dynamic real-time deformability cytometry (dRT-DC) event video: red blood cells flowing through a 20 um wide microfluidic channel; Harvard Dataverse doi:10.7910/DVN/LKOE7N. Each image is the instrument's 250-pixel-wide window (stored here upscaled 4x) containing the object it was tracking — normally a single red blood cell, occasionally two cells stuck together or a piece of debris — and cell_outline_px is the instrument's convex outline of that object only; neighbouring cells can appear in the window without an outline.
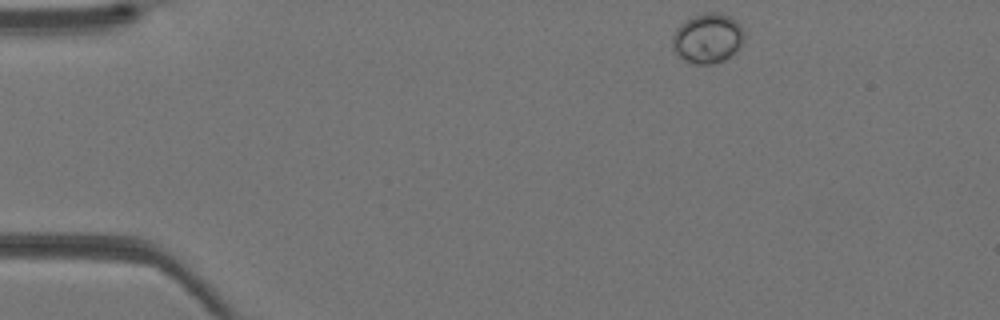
{"species": "Egyptian fruit bat (a non-hibernating species)", "species_latin": "Rousettus aegyptiacus", "temperature_condition": "warm", "stored_images_in_passage": 36, "camera_frame_rate_fps": 3000, "um_per_image_px": 0.085, "animal": {"sex": "female"}, "frame": {"image": 1, "passage_image": 1, "time_ms": 0.0, "image_size_px": [1000, 320], "cell_outline_px": [[744, 40], [736, 52], [724, 60], [712, 64], [696, 64], [684, 60], [672, 48], [672, 36], [676, 28], [680, 24], [704, 12], [720, 12], [736, 20], [740, 24], [744, 32]], "centroid_in_image_um": [60.17, 3.26], "position_along_channel_um": 24.8, "area_um2": 20.87}}
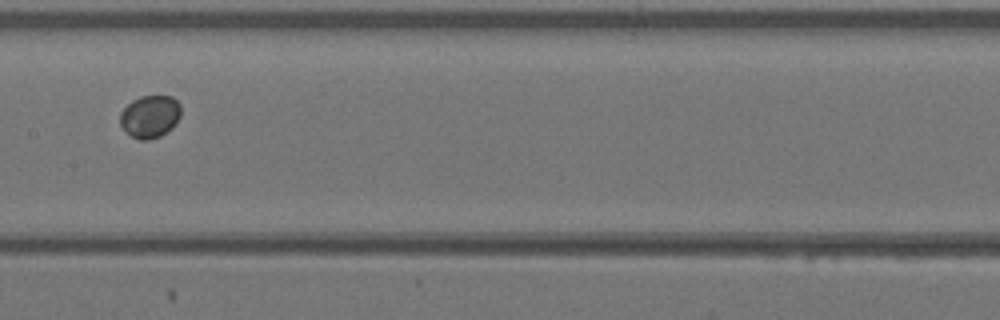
{"frame": {"image": 2, "passage_image": 16, "time_ms": 5.0, "image_size_px": [1000, 320], "cell_outline_px": [[180, 116], [176, 124], [172, 128], [160, 136], [148, 140], [140, 140], [124, 132], [120, 124], [120, 112], [132, 100], [140, 96], [172, 96], [180, 104]], "centroid_in_image_um": [12.74, 9.91], "position_along_channel_um": 194.7, "area_um2": 15.2}}
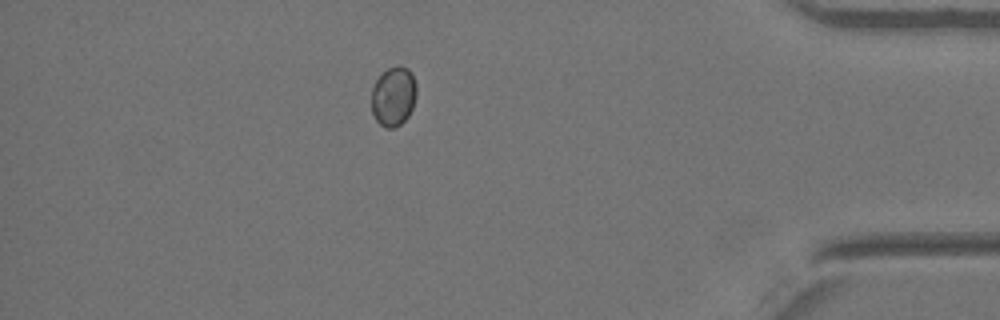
{"frame": {"image": 3, "passage_image": 31, "time_ms": 10.0, "image_size_px": [1000, 320], "cell_outline_px": [[416, 96], [412, 108], [408, 116], [400, 124], [392, 128], [384, 128], [376, 120], [372, 112], [372, 88], [376, 80], [388, 68], [396, 64], [400, 64], [408, 68], [412, 72], [416, 84]], "centroid_in_image_um": [33.46, 8.16], "position_along_channel_um": 401.7, "area_um2": 15.72}}